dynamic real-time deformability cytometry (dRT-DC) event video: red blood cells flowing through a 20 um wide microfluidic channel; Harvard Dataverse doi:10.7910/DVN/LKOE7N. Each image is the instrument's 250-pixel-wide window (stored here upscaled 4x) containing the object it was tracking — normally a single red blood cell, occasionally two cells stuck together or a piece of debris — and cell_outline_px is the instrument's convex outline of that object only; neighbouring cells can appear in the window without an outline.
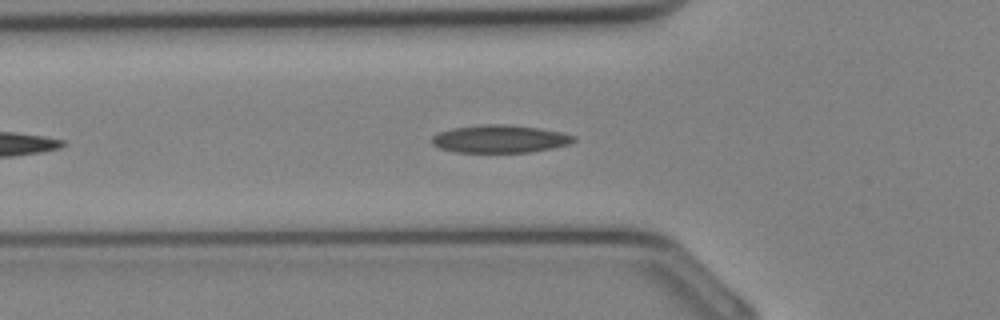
{"species": "Egyptian fruit bat (a non-hibernating species)", "species_latin": "Rousettus aegyptiacus", "temperature_condition": "cold", "stored_images_in_passage": 26, "camera_frame_rate_fps": 3000, "um_per_image_px": 0.085, "animal": {"sex": "female"}, "frame": {"image": 1, "passage_image": 5, "time_ms": 1.333, "image_size_px": [1000, 320], "cell_outline_px": [[576, 140], [572, 144], [552, 148], [528, 152], [456, 152], [440, 148], [432, 144], [432, 136], [440, 132], [452, 128], [484, 124], [508, 124], [540, 128], [560, 132], [576, 136]], "centroid_in_image_um": [42.52, 11.8], "position_along_channel_um": 83.3, "area_um2": 23.0}}
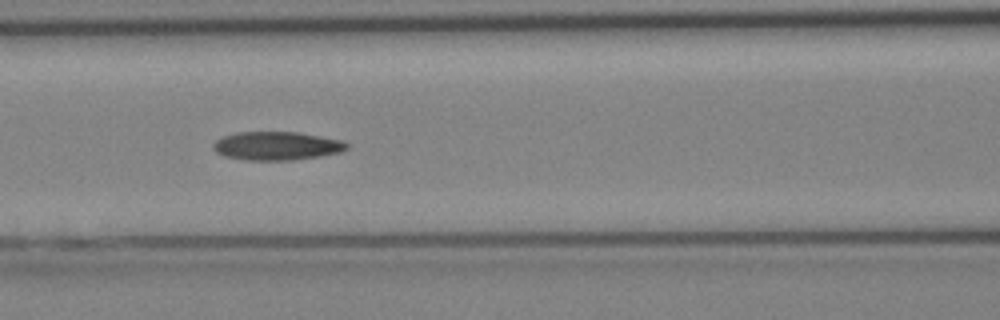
{"frame": {"image": 2, "passage_image": 8, "time_ms": 2.333, "image_size_px": [1000, 320], "cell_outline_px": [[348, 148], [340, 152], [320, 156], [292, 160], [248, 160], [224, 156], [216, 152], [212, 144], [216, 140], [224, 136], [236, 132], [300, 132], [344, 140], [348, 144]], "centroid_in_image_um": [23.55, 12.39], "position_along_channel_um": 143.1, "area_um2": 22.25}}